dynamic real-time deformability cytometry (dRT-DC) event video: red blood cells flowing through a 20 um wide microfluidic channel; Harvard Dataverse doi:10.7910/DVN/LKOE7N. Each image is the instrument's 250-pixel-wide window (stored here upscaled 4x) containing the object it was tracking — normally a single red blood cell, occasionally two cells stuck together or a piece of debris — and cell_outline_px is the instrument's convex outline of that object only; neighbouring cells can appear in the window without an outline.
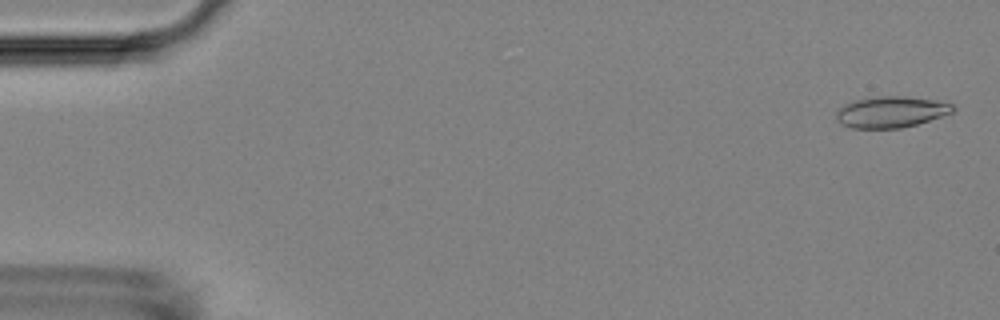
{"species": "Egyptian fruit bat (a non-hibernating species)", "species_latin": "Rousettus aegyptiacus", "temperature_condition": "room temperature", "stored_images_in_passage": 54, "camera_frame_rate_fps": 3000, "um_per_image_px": 0.085, "animal": {"sex": "female"}, "frame": {"image": 1, "passage_image": 2, "time_ms": 0.333, "image_size_px": [1000, 320], "cell_outline_px": [[956, 108], [952, 112], [916, 124], [900, 128], [852, 128], [840, 124], [836, 120], [836, 108], [852, 100], [880, 96], [904, 96], [932, 100], [956, 104]], "centroid_in_image_um": [75.67, 9.51], "position_along_channel_um": 9.3, "area_um2": 21.27}}
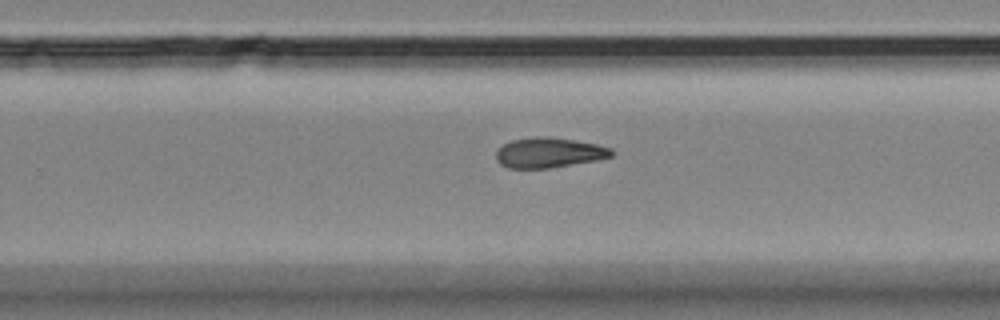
{"frame": {"image": 2, "passage_image": 35, "time_ms": 11.333, "image_size_px": [1000, 320], "cell_outline_px": [[616, 152], [612, 156], [596, 160], [548, 168], [508, 168], [500, 164], [496, 160], [496, 148], [512, 140], [536, 136], [548, 136], [596, 144], [612, 148]], "centroid_in_image_um": [46.64, 12.97], "position_along_channel_um": 283.2, "area_um2": 20.29}}
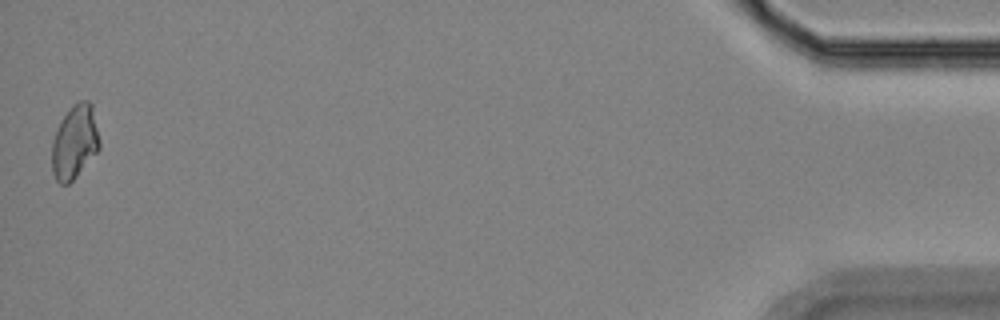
{"frame": {"image": 3, "passage_image": 54, "time_ms": 17.667, "image_size_px": [1000, 320], "cell_outline_px": [[100, 148], [76, 176], [68, 184], [60, 184], [56, 180], [52, 172], [52, 140], [60, 120], [72, 104], [76, 100], [88, 100], [92, 104], [100, 140]], "centroid_in_image_um": [6.34, 12.03], "position_along_channel_um": 428.9, "area_um2": 20.63}, "authors_computed_cell_mechanics": {"area_um2": 20.6346, "velocity_mm_per_s": 3.6909, "shape_relaxation_time_tau1_ms": 10.2524, "shape_relaxation_time_tau2_ms": null, "deformation_change_tau1": 0.1872, "deformation_change_tau2": null}}